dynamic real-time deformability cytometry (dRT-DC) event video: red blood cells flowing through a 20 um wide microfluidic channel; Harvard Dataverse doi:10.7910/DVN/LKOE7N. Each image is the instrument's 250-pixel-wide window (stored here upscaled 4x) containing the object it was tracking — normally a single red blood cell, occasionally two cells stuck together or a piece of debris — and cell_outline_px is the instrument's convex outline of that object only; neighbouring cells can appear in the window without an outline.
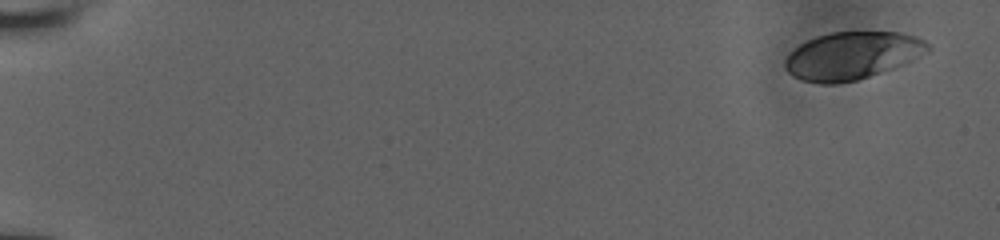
{"species": "human", "species_latin": "Homo sapiens", "temperature_condition": "room temperature", "stored_images_in_passage": 7, "camera_frame_rate_fps": 3000, "um_per_image_px": 0.085, "donor": {"sex": "male"}, "frame": {"image": 1, "passage_image": 1, "time_ms": 0.0, "image_size_px": [1000, 240], "cell_outline_px": [[932, 48], [928, 52], [912, 60], [892, 68], [856, 80], [836, 84], [820, 84], [800, 80], [792, 76], [784, 68], [784, 60], [800, 44], [816, 36], [832, 32], [900, 32], [916, 36], [924, 40]], "centroid_in_image_um": [72.42, 4.73], "position_along_channel_um": 12.6, "area_um2": 39.54}}
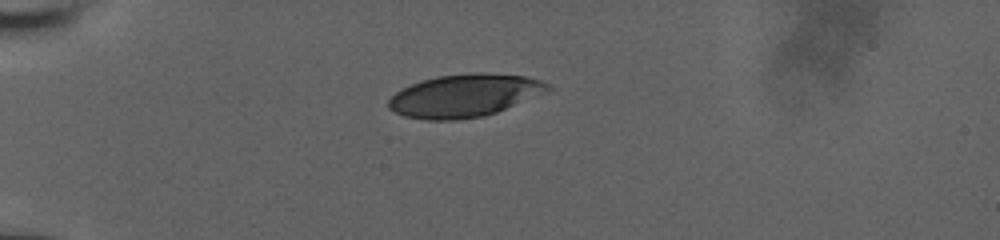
{"frame": {"image": 2, "passage_image": 5, "time_ms": 4.667, "image_size_px": [1000, 240], "cell_outline_px": [[552, 88], [496, 112], [484, 116], [456, 120], [428, 120], [404, 116], [388, 108], [388, 100], [396, 92], [420, 80], [436, 76], [476, 72], [484, 72], [524, 76], [544, 80], [552, 84]], "centroid_in_image_um": [39.46, 8.11], "position_along_channel_um": 45.5, "area_um2": 39.48}}
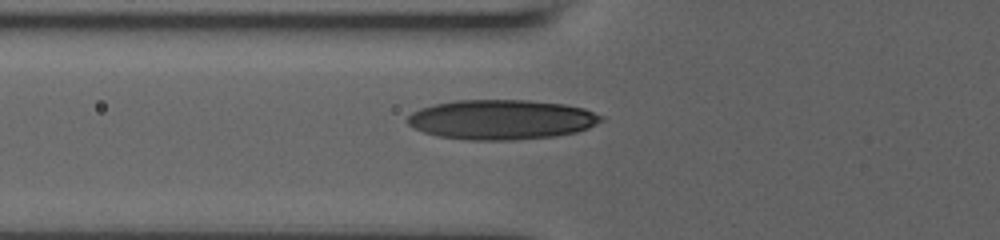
{"frame": {"image": 3, "passage_image": 7, "time_ms": 6.667, "image_size_px": [1000, 240], "cell_outline_px": [[604, 120], [588, 128], [576, 132], [556, 136], [512, 140], [468, 140], [436, 136], [424, 132], [408, 124], [408, 116], [412, 112], [420, 108], [436, 104], [456, 100], [528, 100], [564, 104], [584, 108], [604, 116]], "centroid_in_image_um": [42.65, 10.16], "position_along_channel_um": 83.1, "area_um2": 44.97}}